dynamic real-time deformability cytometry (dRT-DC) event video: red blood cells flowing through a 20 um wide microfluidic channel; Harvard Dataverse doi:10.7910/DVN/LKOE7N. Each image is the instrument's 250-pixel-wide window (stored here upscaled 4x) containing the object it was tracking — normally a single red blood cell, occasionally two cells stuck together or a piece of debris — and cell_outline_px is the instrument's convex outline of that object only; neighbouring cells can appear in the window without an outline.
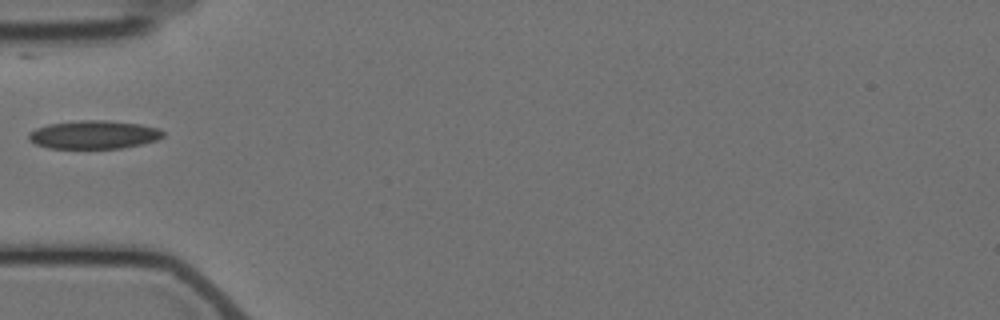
{"species": "Egyptian fruit bat (a non-hibernating species)", "species_latin": "Rousettus aegyptiacus", "temperature_condition": "cold", "stored_images_in_passage": 3, "camera_frame_rate_fps": 3000, "um_per_image_px": 0.085, "animal": {"sex": "female"}, "frame": {"image": 1, "passage_image": 1, "time_ms": 0.0, "image_size_px": [1000, 320], "cell_outline_px": [[164, 136], [156, 140], [140, 144], [120, 148], [48, 148], [36, 144], [28, 140], [28, 132], [36, 128], [48, 124], [80, 120], [104, 120], [140, 124], [160, 128], [164, 132]], "centroid_in_image_um": [7.96, 11.44], "position_along_channel_um": 77.0, "area_um2": 22.2}}